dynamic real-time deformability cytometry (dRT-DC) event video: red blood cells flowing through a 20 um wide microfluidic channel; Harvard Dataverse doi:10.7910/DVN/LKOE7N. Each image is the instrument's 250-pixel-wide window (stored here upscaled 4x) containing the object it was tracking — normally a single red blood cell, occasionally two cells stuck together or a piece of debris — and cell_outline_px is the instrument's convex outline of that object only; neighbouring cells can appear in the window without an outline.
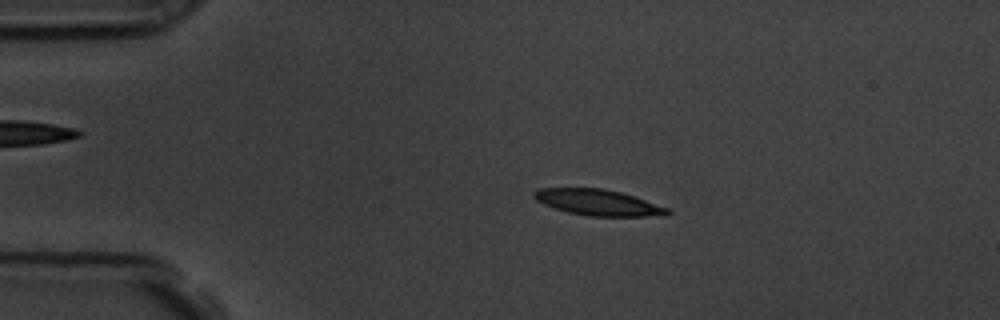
{"species": "common noctule bat (a hibernating species)", "species_latin": "Nyctalus noctula", "temperature_condition": "room temperature", "stored_images_in_passage": 36, "camera_frame_rate_fps": 3000, "um_per_image_px": 0.085, "animal": {"sex": "male", "body_mass_g": 19.5, "forearm_length_mm": 54.6}, "frame": {"image": 1, "passage_image": 2, "time_ms": 0.333, "image_size_px": [1000, 320], "cell_outline_px": [[672, 212], [668, 216], [588, 216], [568, 212], [544, 204], [536, 200], [532, 196], [532, 192], [540, 188], [604, 188], [620, 192], [668, 208]], "centroid_in_image_um": [50.84, 17.21], "position_along_channel_um": 34.2, "area_um2": 20.11}}
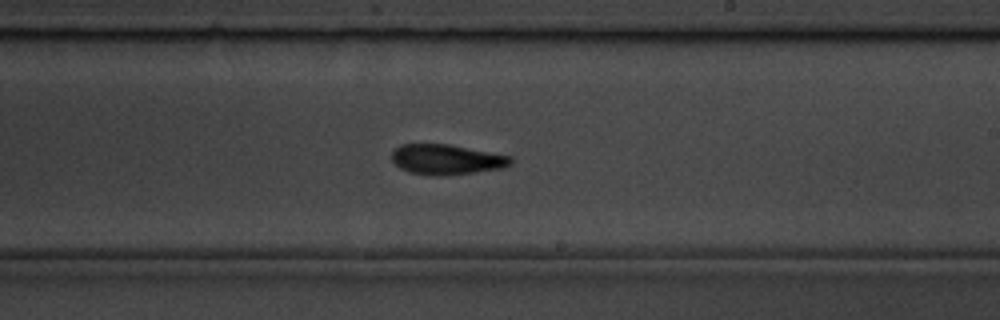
{"frame": {"image": 2, "passage_image": 24, "time_ms": 7.667, "image_size_px": [1000, 320], "cell_outline_px": [[512, 164], [504, 168], [476, 172], [440, 176], [432, 176], [408, 172], [400, 168], [392, 160], [392, 152], [400, 144], [448, 144], [512, 156]], "centroid_in_image_um": [37.97, 13.56], "position_along_channel_um": 251.0, "area_um2": 21.04}}
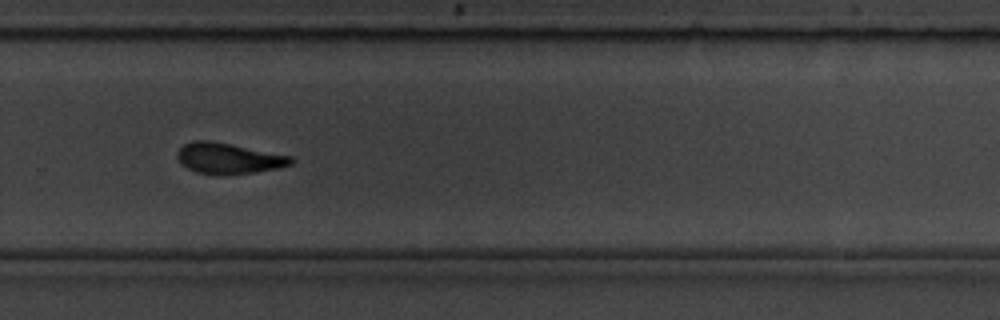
{"frame": {"image": 3, "passage_image": 29, "time_ms": 9.333, "image_size_px": [1000, 320], "cell_outline_px": [[292, 164], [280, 168], [256, 172], [224, 176], [196, 172], [180, 164], [176, 156], [176, 152], [184, 144], [192, 140], [212, 140], [292, 156]], "centroid_in_image_um": [19.4, 13.46], "position_along_channel_um": 310.4, "area_um2": 20.81}, "authors_computed_cell_mechanics": {"area_um2": 20.8369, "velocity_mm_per_s": 3.5655, "shape_relaxation_time_tau1_ms": 3.6434, "shape_relaxation_time_tau2_ms": 8.6726, "deformation_change_tau1": 0.1597, "deformation_change_tau2": 0.1308}}